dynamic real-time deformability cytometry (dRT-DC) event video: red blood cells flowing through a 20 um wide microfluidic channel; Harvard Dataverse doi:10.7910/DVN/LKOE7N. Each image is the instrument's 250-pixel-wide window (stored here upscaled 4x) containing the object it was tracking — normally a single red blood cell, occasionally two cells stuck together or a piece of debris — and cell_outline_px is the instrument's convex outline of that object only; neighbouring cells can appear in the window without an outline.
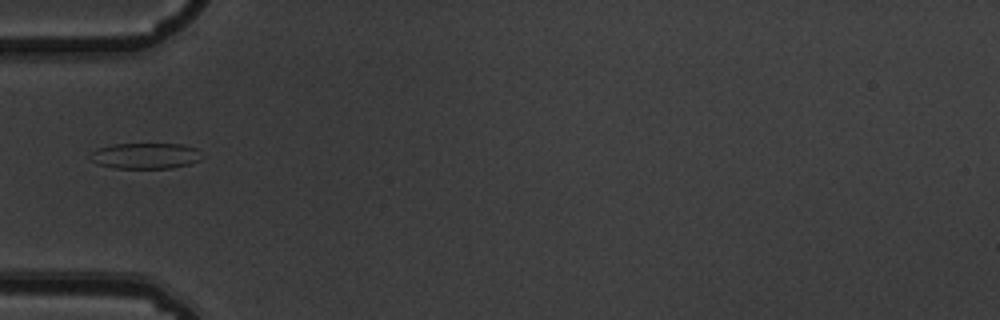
{"species": "common noctule bat (a hibernating species)", "species_latin": "Nyctalus noctula", "temperature_condition": "warm", "stored_images_in_passage": 6, "camera_frame_rate_fps": 3000, "um_per_image_px": 0.085, "animal": {"sex": "male", "body_mass_g": 19.5, "forearm_length_mm": 54.6}, "frame": {"image": 1, "passage_image": 5, "time_ms": 1.333, "image_size_px": [1000, 320], "cell_outline_px": [[200, 160], [188, 164], [172, 168], [112, 168], [96, 164], [88, 156], [92, 152], [100, 148], [112, 144], [184, 144], [196, 148]], "centroid_in_image_um": [12.31, 13.25], "position_along_channel_um": 72.7, "area_um2": 16.7}}
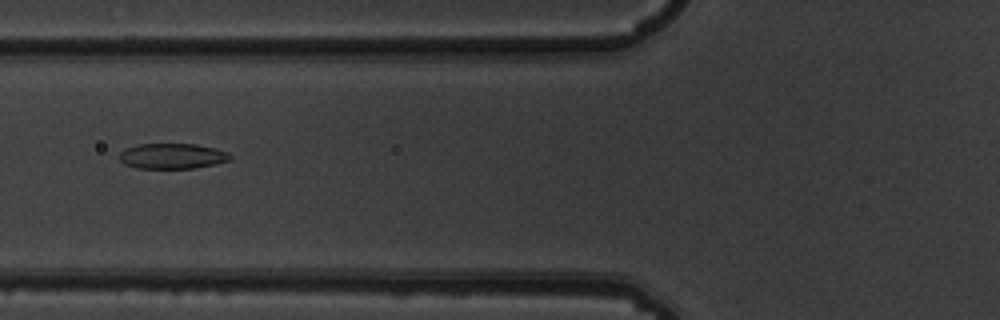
{"frame": {"image": 2, "passage_image": 6, "time_ms": 1.667, "image_size_px": [1000, 320], "cell_outline_px": [[232, 160], [192, 168], [136, 168], [124, 164], [120, 160], [120, 152], [124, 148], [140, 144], [196, 144], [216, 148], [228, 152], [232, 156]], "centroid_in_image_um": [14.64, 13.26], "position_along_channel_um": 111.2, "area_um2": 16.42}}